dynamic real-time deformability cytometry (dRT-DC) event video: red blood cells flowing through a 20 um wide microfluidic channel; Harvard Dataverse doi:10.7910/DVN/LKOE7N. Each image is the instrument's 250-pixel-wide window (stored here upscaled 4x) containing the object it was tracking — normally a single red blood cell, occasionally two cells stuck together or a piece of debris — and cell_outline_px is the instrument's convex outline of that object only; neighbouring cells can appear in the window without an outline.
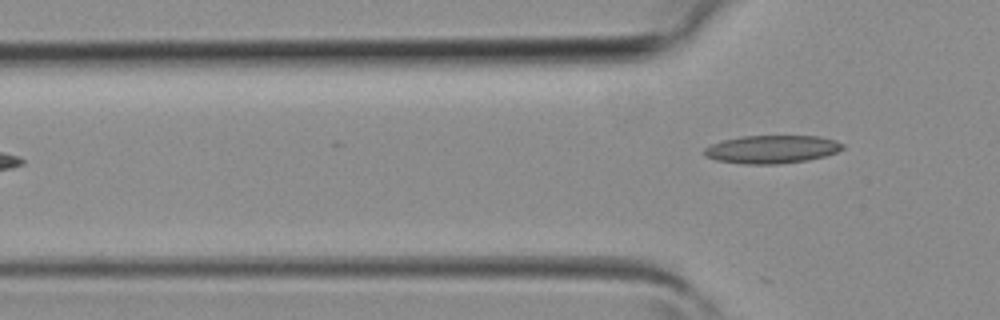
{"species": "common noctule bat (a hibernating species)", "species_latin": "Nyctalus noctula", "temperature_condition": "room temperature", "stored_images_in_passage": 5, "camera_frame_rate_fps": 3000, "um_per_image_px": 0.085, "animal": {"sex": "female", "body_mass_g": 19.3, "forearm_length_mm": 54.1}, "frame": {"image": 1, "passage_image": 5, "time_ms": 1.333, "image_size_px": [1000, 320], "cell_outline_px": [[844, 148], [836, 152], [824, 156], [808, 160], [780, 164], [744, 164], [716, 160], [704, 156], [704, 148], [712, 144], [724, 140], [744, 136], [820, 136], [836, 140], [844, 144]], "centroid_in_image_um": [65.62, 12.69], "position_along_channel_um": 60.2, "area_um2": 22.66}}